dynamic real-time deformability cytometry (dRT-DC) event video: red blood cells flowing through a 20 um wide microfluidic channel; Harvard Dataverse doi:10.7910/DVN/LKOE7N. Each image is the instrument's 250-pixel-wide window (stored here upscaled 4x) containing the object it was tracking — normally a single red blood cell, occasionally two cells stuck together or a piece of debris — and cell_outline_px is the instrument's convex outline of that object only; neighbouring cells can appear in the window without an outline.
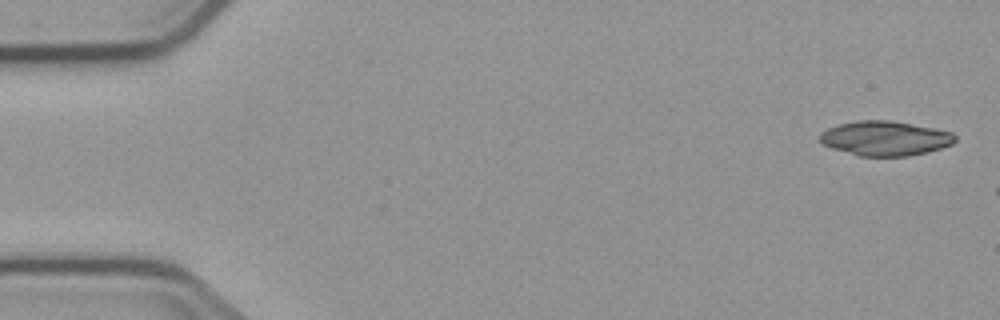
{"species": "common noctule bat (a hibernating species)", "species_latin": "Nyctalus noctula", "temperature_condition": "cold", "stored_images_in_passage": 4, "camera_frame_rate_fps": 3000, "um_per_image_px": 0.085, "animal": {"sex": "male", "body_mass_g": 23.1, "forearm_length_mm": 52.7}, "frame": {"image": 1, "passage_image": 1, "time_ms": 0.0, "image_size_px": [1000, 320], "cell_outline_px": [[956, 140], [952, 144], [928, 152], [908, 156], [860, 156], [832, 148], [820, 144], [820, 132], [828, 128], [840, 124], [856, 120], [892, 120], [936, 128], [952, 132], [956, 136]], "centroid_in_image_um": [75.24, 11.75], "position_along_channel_um": 9.8, "area_um2": 27.46}}